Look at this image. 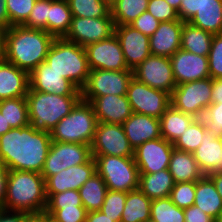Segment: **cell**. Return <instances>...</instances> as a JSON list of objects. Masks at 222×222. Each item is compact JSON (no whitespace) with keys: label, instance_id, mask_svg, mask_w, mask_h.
I'll return each mask as SVG.
<instances>
[{"label":"cell","instance_id":"cell-46","mask_svg":"<svg viewBox=\"0 0 222 222\" xmlns=\"http://www.w3.org/2000/svg\"><path fill=\"white\" fill-rule=\"evenodd\" d=\"M45 213L51 222H85L88 214L84 207L45 209Z\"/></svg>","mask_w":222,"mask_h":222},{"label":"cell","instance_id":"cell-56","mask_svg":"<svg viewBox=\"0 0 222 222\" xmlns=\"http://www.w3.org/2000/svg\"><path fill=\"white\" fill-rule=\"evenodd\" d=\"M207 176L213 181L217 192L222 198V170L211 172Z\"/></svg>","mask_w":222,"mask_h":222},{"label":"cell","instance_id":"cell-50","mask_svg":"<svg viewBox=\"0 0 222 222\" xmlns=\"http://www.w3.org/2000/svg\"><path fill=\"white\" fill-rule=\"evenodd\" d=\"M205 0H182L178 17L184 22H189L196 12L202 7Z\"/></svg>","mask_w":222,"mask_h":222},{"label":"cell","instance_id":"cell-52","mask_svg":"<svg viewBox=\"0 0 222 222\" xmlns=\"http://www.w3.org/2000/svg\"><path fill=\"white\" fill-rule=\"evenodd\" d=\"M9 169L0 162V209L5 210Z\"/></svg>","mask_w":222,"mask_h":222},{"label":"cell","instance_id":"cell-2","mask_svg":"<svg viewBox=\"0 0 222 222\" xmlns=\"http://www.w3.org/2000/svg\"><path fill=\"white\" fill-rule=\"evenodd\" d=\"M54 39L43 29L13 25L7 29L3 59L30 74L45 61Z\"/></svg>","mask_w":222,"mask_h":222},{"label":"cell","instance_id":"cell-31","mask_svg":"<svg viewBox=\"0 0 222 222\" xmlns=\"http://www.w3.org/2000/svg\"><path fill=\"white\" fill-rule=\"evenodd\" d=\"M213 34L204 31L189 22L182 27L181 49L201 56H208Z\"/></svg>","mask_w":222,"mask_h":222},{"label":"cell","instance_id":"cell-55","mask_svg":"<svg viewBox=\"0 0 222 222\" xmlns=\"http://www.w3.org/2000/svg\"><path fill=\"white\" fill-rule=\"evenodd\" d=\"M85 222H116V221L112 220V218L106 216L103 212L99 210V211L89 212L87 214Z\"/></svg>","mask_w":222,"mask_h":222},{"label":"cell","instance_id":"cell-34","mask_svg":"<svg viewBox=\"0 0 222 222\" xmlns=\"http://www.w3.org/2000/svg\"><path fill=\"white\" fill-rule=\"evenodd\" d=\"M72 12L67 0H49V34L64 38L69 31Z\"/></svg>","mask_w":222,"mask_h":222},{"label":"cell","instance_id":"cell-19","mask_svg":"<svg viewBox=\"0 0 222 222\" xmlns=\"http://www.w3.org/2000/svg\"><path fill=\"white\" fill-rule=\"evenodd\" d=\"M176 85L210 77L208 56H201L178 49L170 57Z\"/></svg>","mask_w":222,"mask_h":222},{"label":"cell","instance_id":"cell-16","mask_svg":"<svg viewBox=\"0 0 222 222\" xmlns=\"http://www.w3.org/2000/svg\"><path fill=\"white\" fill-rule=\"evenodd\" d=\"M173 149V144L162 137L139 145L134 149L139 173H155L168 169Z\"/></svg>","mask_w":222,"mask_h":222},{"label":"cell","instance_id":"cell-49","mask_svg":"<svg viewBox=\"0 0 222 222\" xmlns=\"http://www.w3.org/2000/svg\"><path fill=\"white\" fill-rule=\"evenodd\" d=\"M160 21H158L148 11H144L138 18H136L129 25L137 29L144 35L151 36L158 28Z\"/></svg>","mask_w":222,"mask_h":222},{"label":"cell","instance_id":"cell-47","mask_svg":"<svg viewBox=\"0 0 222 222\" xmlns=\"http://www.w3.org/2000/svg\"><path fill=\"white\" fill-rule=\"evenodd\" d=\"M208 66L212 79L222 78V33L213 35Z\"/></svg>","mask_w":222,"mask_h":222},{"label":"cell","instance_id":"cell-36","mask_svg":"<svg viewBox=\"0 0 222 222\" xmlns=\"http://www.w3.org/2000/svg\"><path fill=\"white\" fill-rule=\"evenodd\" d=\"M0 112L11 128L29 125L28 105L26 97L0 100Z\"/></svg>","mask_w":222,"mask_h":222},{"label":"cell","instance_id":"cell-24","mask_svg":"<svg viewBox=\"0 0 222 222\" xmlns=\"http://www.w3.org/2000/svg\"><path fill=\"white\" fill-rule=\"evenodd\" d=\"M29 87L28 72L0 59V100L26 97Z\"/></svg>","mask_w":222,"mask_h":222},{"label":"cell","instance_id":"cell-6","mask_svg":"<svg viewBox=\"0 0 222 222\" xmlns=\"http://www.w3.org/2000/svg\"><path fill=\"white\" fill-rule=\"evenodd\" d=\"M97 123L91 103L80 99L71 112L50 131V137L54 142L91 145Z\"/></svg>","mask_w":222,"mask_h":222},{"label":"cell","instance_id":"cell-61","mask_svg":"<svg viewBox=\"0 0 222 222\" xmlns=\"http://www.w3.org/2000/svg\"><path fill=\"white\" fill-rule=\"evenodd\" d=\"M171 7H173L177 13L179 11V7L182 0H165Z\"/></svg>","mask_w":222,"mask_h":222},{"label":"cell","instance_id":"cell-29","mask_svg":"<svg viewBox=\"0 0 222 222\" xmlns=\"http://www.w3.org/2000/svg\"><path fill=\"white\" fill-rule=\"evenodd\" d=\"M194 119L193 115L183 113L170 105L159 119L161 137L174 144Z\"/></svg>","mask_w":222,"mask_h":222},{"label":"cell","instance_id":"cell-3","mask_svg":"<svg viewBox=\"0 0 222 222\" xmlns=\"http://www.w3.org/2000/svg\"><path fill=\"white\" fill-rule=\"evenodd\" d=\"M46 186L41 173L9 170L5 210L37 214L45 212Z\"/></svg>","mask_w":222,"mask_h":222},{"label":"cell","instance_id":"cell-27","mask_svg":"<svg viewBox=\"0 0 222 222\" xmlns=\"http://www.w3.org/2000/svg\"><path fill=\"white\" fill-rule=\"evenodd\" d=\"M168 169L175 183L197 181L204 176L194 155L176 148L172 151Z\"/></svg>","mask_w":222,"mask_h":222},{"label":"cell","instance_id":"cell-15","mask_svg":"<svg viewBox=\"0 0 222 222\" xmlns=\"http://www.w3.org/2000/svg\"><path fill=\"white\" fill-rule=\"evenodd\" d=\"M114 28L112 17H73L64 39L85 47L88 44L109 38L114 34Z\"/></svg>","mask_w":222,"mask_h":222},{"label":"cell","instance_id":"cell-13","mask_svg":"<svg viewBox=\"0 0 222 222\" xmlns=\"http://www.w3.org/2000/svg\"><path fill=\"white\" fill-rule=\"evenodd\" d=\"M133 77L170 96L176 87L169 57L150 55L133 69Z\"/></svg>","mask_w":222,"mask_h":222},{"label":"cell","instance_id":"cell-25","mask_svg":"<svg viewBox=\"0 0 222 222\" xmlns=\"http://www.w3.org/2000/svg\"><path fill=\"white\" fill-rule=\"evenodd\" d=\"M193 155L204 175L222 170V138H217L206 130Z\"/></svg>","mask_w":222,"mask_h":222},{"label":"cell","instance_id":"cell-18","mask_svg":"<svg viewBox=\"0 0 222 222\" xmlns=\"http://www.w3.org/2000/svg\"><path fill=\"white\" fill-rule=\"evenodd\" d=\"M114 33L119 39L129 69H135L151 55L149 36L142 34L130 25H115Z\"/></svg>","mask_w":222,"mask_h":222},{"label":"cell","instance_id":"cell-51","mask_svg":"<svg viewBox=\"0 0 222 222\" xmlns=\"http://www.w3.org/2000/svg\"><path fill=\"white\" fill-rule=\"evenodd\" d=\"M184 216L185 222H217L195 205L184 208Z\"/></svg>","mask_w":222,"mask_h":222},{"label":"cell","instance_id":"cell-17","mask_svg":"<svg viewBox=\"0 0 222 222\" xmlns=\"http://www.w3.org/2000/svg\"><path fill=\"white\" fill-rule=\"evenodd\" d=\"M96 173V163L91 157L86 163L63 169L45 180L47 199L52 194L67 190H79Z\"/></svg>","mask_w":222,"mask_h":222},{"label":"cell","instance_id":"cell-60","mask_svg":"<svg viewBox=\"0 0 222 222\" xmlns=\"http://www.w3.org/2000/svg\"><path fill=\"white\" fill-rule=\"evenodd\" d=\"M11 126L6 122L4 115L0 112V136L11 130Z\"/></svg>","mask_w":222,"mask_h":222},{"label":"cell","instance_id":"cell-21","mask_svg":"<svg viewBox=\"0 0 222 222\" xmlns=\"http://www.w3.org/2000/svg\"><path fill=\"white\" fill-rule=\"evenodd\" d=\"M183 23L180 19L160 22L157 30L149 37L151 55L170 58L180 49Z\"/></svg>","mask_w":222,"mask_h":222},{"label":"cell","instance_id":"cell-40","mask_svg":"<svg viewBox=\"0 0 222 222\" xmlns=\"http://www.w3.org/2000/svg\"><path fill=\"white\" fill-rule=\"evenodd\" d=\"M126 198V192L108 190L100 211L112 220L120 222Z\"/></svg>","mask_w":222,"mask_h":222},{"label":"cell","instance_id":"cell-4","mask_svg":"<svg viewBox=\"0 0 222 222\" xmlns=\"http://www.w3.org/2000/svg\"><path fill=\"white\" fill-rule=\"evenodd\" d=\"M81 96H61L42 93L29 87L26 95L29 125L37 131H50L67 116Z\"/></svg>","mask_w":222,"mask_h":222},{"label":"cell","instance_id":"cell-32","mask_svg":"<svg viewBox=\"0 0 222 222\" xmlns=\"http://www.w3.org/2000/svg\"><path fill=\"white\" fill-rule=\"evenodd\" d=\"M151 202L139 189L127 192L120 222H147L151 220Z\"/></svg>","mask_w":222,"mask_h":222},{"label":"cell","instance_id":"cell-35","mask_svg":"<svg viewBox=\"0 0 222 222\" xmlns=\"http://www.w3.org/2000/svg\"><path fill=\"white\" fill-rule=\"evenodd\" d=\"M149 0H112L111 15L114 25H129L144 11H147Z\"/></svg>","mask_w":222,"mask_h":222},{"label":"cell","instance_id":"cell-38","mask_svg":"<svg viewBox=\"0 0 222 222\" xmlns=\"http://www.w3.org/2000/svg\"><path fill=\"white\" fill-rule=\"evenodd\" d=\"M150 214L154 222H185L184 209L177 207L170 197L152 200Z\"/></svg>","mask_w":222,"mask_h":222},{"label":"cell","instance_id":"cell-41","mask_svg":"<svg viewBox=\"0 0 222 222\" xmlns=\"http://www.w3.org/2000/svg\"><path fill=\"white\" fill-rule=\"evenodd\" d=\"M22 26L43 29L49 33V0H36L28 19Z\"/></svg>","mask_w":222,"mask_h":222},{"label":"cell","instance_id":"cell-28","mask_svg":"<svg viewBox=\"0 0 222 222\" xmlns=\"http://www.w3.org/2000/svg\"><path fill=\"white\" fill-rule=\"evenodd\" d=\"M174 180L169 169L155 173H140L138 189L150 200L170 197Z\"/></svg>","mask_w":222,"mask_h":222},{"label":"cell","instance_id":"cell-39","mask_svg":"<svg viewBox=\"0 0 222 222\" xmlns=\"http://www.w3.org/2000/svg\"><path fill=\"white\" fill-rule=\"evenodd\" d=\"M206 130L203 119L195 118L186 131L174 142V148L193 154L200 146Z\"/></svg>","mask_w":222,"mask_h":222},{"label":"cell","instance_id":"cell-30","mask_svg":"<svg viewBox=\"0 0 222 222\" xmlns=\"http://www.w3.org/2000/svg\"><path fill=\"white\" fill-rule=\"evenodd\" d=\"M189 23L213 35L222 33V0H205Z\"/></svg>","mask_w":222,"mask_h":222},{"label":"cell","instance_id":"cell-9","mask_svg":"<svg viewBox=\"0 0 222 222\" xmlns=\"http://www.w3.org/2000/svg\"><path fill=\"white\" fill-rule=\"evenodd\" d=\"M133 70H90L86 84L81 89V99L91 102L96 97L109 94L127 95Z\"/></svg>","mask_w":222,"mask_h":222},{"label":"cell","instance_id":"cell-26","mask_svg":"<svg viewBox=\"0 0 222 222\" xmlns=\"http://www.w3.org/2000/svg\"><path fill=\"white\" fill-rule=\"evenodd\" d=\"M194 205L217 222L222 221V198L207 175L196 181Z\"/></svg>","mask_w":222,"mask_h":222},{"label":"cell","instance_id":"cell-12","mask_svg":"<svg viewBox=\"0 0 222 222\" xmlns=\"http://www.w3.org/2000/svg\"><path fill=\"white\" fill-rule=\"evenodd\" d=\"M90 148L92 155L134 157V149L119 124L98 122Z\"/></svg>","mask_w":222,"mask_h":222},{"label":"cell","instance_id":"cell-42","mask_svg":"<svg viewBox=\"0 0 222 222\" xmlns=\"http://www.w3.org/2000/svg\"><path fill=\"white\" fill-rule=\"evenodd\" d=\"M36 0H6L10 27L22 25L29 17Z\"/></svg>","mask_w":222,"mask_h":222},{"label":"cell","instance_id":"cell-53","mask_svg":"<svg viewBox=\"0 0 222 222\" xmlns=\"http://www.w3.org/2000/svg\"><path fill=\"white\" fill-rule=\"evenodd\" d=\"M0 222H26V213L0 209Z\"/></svg>","mask_w":222,"mask_h":222},{"label":"cell","instance_id":"cell-58","mask_svg":"<svg viewBox=\"0 0 222 222\" xmlns=\"http://www.w3.org/2000/svg\"><path fill=\"white\" fill-rule=\"evenodd\" d=\"M26 222H51V218L45 212L37 214L26 213Z\"/></svg>","mask_w":222,"mask_h":222},{"label":"cell","instance_id":"cell-1","mask_svg":"<svg viewBox=\"0 0 222 222\" xmlns=\"http://www.w3.org/2000/svg\"><path fill=\"white\" fill-rule=\"evenodd\" d=\"M52 144L50 133L30 125L0 136V162L9 170L41 173Z\"/></svg>","mask_w":222,"mask_h":222},{"label":"cell","instance_id":"cell-45","mask_svg":"<svg viewBox=\"0 0 222 222\" xmlns=\"http://www.w3.org/2000/svg\"><path fill=\"white\" fill-rule=\"evenodd\" d=\"M202 119L209 132L222 138V103H211L205 109Z\"/></svg>","mask_w":222,"mask_h":222},{"label":"cell","instance_id":"cell-20","mask_svg":"<svg viewBox=\"0 0 222 222\" xmlns=\"http://www.w3.org/2000/svg\"><path fill=\"white\" fill-rule=\"evenodd\" d=\"M30 88L42 93H53L61 96H81L69 80L52 70L47 62H42L29 74Z\"/></svg>","mask_w":222,"mask_h":222},{"label":"cell","instance_id":"cell-57","mask_svg":"<svg viewBox=\"0 0 222 222\" xmlns=\"http://www.w3.org/2000/svg\"><path fill=\"white\" fill-rule=\"evenodd\" d=\"M0 25L10 28V20L6 9V0H0Z\"/></svg>","mask_w":222,"mask_h":222},{"label":"cell","instance_id":"cell-54","mask_svg":"<svg viewBox=\"0 0 222 222\" xmlns=\"http://www.w3.org/2000/svg\"><path fill=\"white\" fill-rule=\"evenodd\" d=\"M211 103H222V78L212 79Z\"/></svg>","mask_w":222,"mask_h":222},{"label":"cell","instance_id":"cell-11","mask_svg":"<svg viewBox=\"0 0 222 222\" xmlns=\"http://www.w3.org/2000/svg\"><path fill=\"white\" fill-rule=\"evenodd\" d=\"M127 98L133 113L144 114L158 119L171 105L168 93L151 88L134 77L128 85Z\"/></svg>","mask_w":222,"mask_h":222},{"label":"cell","instance_id":"cell-59","mask_svg":"<svg viewBox=\"0 0 222 222\" xmlns=\"http://www.w3.org/2000/svg\"><path fill=\"white\" fill-rule=\"evenodd\" d=\"M6 33L7 28H5L3 25H0V59H3L4 56Z\"/></svg>","mask_w":222,"mask_h":222},{"label":"cell","instance_id":"cell-48","mask_svg":"<svg viewBox=\"0 0 222 222\" xmlns=\"http://www.w3.org/2000/svg\"><path fill=\"white\" fill-rule=\"evenodd\" d=\"M147 11L160 22L179 20L177 11L165 0H149Z\"/></svg>","mask_w":222,"mask_h":222},{"label":"cell","instance_id":"cell-5","mask_svg":"<svg viewBox=\"0 0 222 222\" xmlns=\"http://www.w3.org/2000/svg\"><path fill=\"white\" fill-rule=\"evenodd\" d=\"M45 62L77 89L81 90L86 84L90 69L83 46L64 38H55L48 50Z\"/></svg>","mask_w":222,"mask_h":222},{"label":"cell","instance_id":"cell-22","mask_svg":"<svg viewBox=\"0 0 222 222\" xmlns=\"http://www.w3.org/2000/svg\"><path fill=\"white\" fill-rule=\"evenodd\" d=\"M90 103L98 122L122 125L133 114L127 95L109 94L96 97Z\"/></svg>","mask_w":222,"mask_h":222},{"label":"cell","instance_id":"cell-23","mask_svg":"<svg viewBox=\"0 0 222 222\" xmlns=\"http://www.w3.org/2000/svg\"><path fill=\"white\" fill-rule=\"evenodd\" d=\"M122 126L133 149L146 141L161 138L160 121L152 116L133 113Z\"/></svg>","mask_w":222,"mask_h":222},{"label":"cell","instance_id":"cell-37","mask_svg":"<svg viewBox=\"0 0 222 222\" xmlns=\"http://www.w3.org/2000/svg\"><path fill=\"white\" fill-rule=\"evenodd\" d=\"M73 17H112L109 0H67Z\"/></svg>","mask_w":222,"mask_h":222},{"label":"cell","instance_id":"cell-10","mask_svg":"<svg viewBox=\"0 0 222 222\" xmlns=\"http://www.w3.org/2000/svg\"><path fill=\"white\" fill-rule=\"evenodd\" d=\"M91 157L90 145L52 141L41 175L46 180L63 169L86 163Z\"/></svg>","mask_w":222,"mask_h":222},{"label":"cell","instance_id":"cell-44","mask_svg":"<svg viewBox=\"0 0 222 222\" xmlns=\"http://www.w3.org/2000/svg\"><path fill=\"white\" fill-rule=\"evenodd\" d=\"M84 207L78 190H67L57 194H52L47 199L46 209H63Z\"/></svg>","mask_w":222,"mask_h":222},{"label":"cell","instance_id":"cell-14","mask_svg":"<svg viewBox=\"0 0 222 222\" xmlns=\"http://www.w3.org/2000/svg\"><path fill=\"white\" fill-rule=\"evenodd\" d=\"M90 70H131L128 68L119 39L115 35L84 47Z\"/></svg>","mask_w":222,"mask_h":222},{"label":"cell","instance_id":"cell-33","mask_svg":"<svg viewBox=\"0 0 222 222\" xmlns=\"http://www.w3.org/2000/svg\"><path fill=\"white\" fill-rule=\"evenodd\" d=\"M81 202L87 212L99 211L104 203L108 188L103 178L96 172L78 190Z\"/></svg>","mask_w":222,"mask_h":222},{"label":"cell","instance_id":"cell-43","mask_svg":"<svg viewBox=\"0 0 222 222\" xmlns=\"http://www.w3.org/2000/svg\"><path fill=\"white\" fill-rule=\"evenodd\" d=\"M196 181L175 183L171 190L170 198L179 208H187L194 205Z\"/></svg>","mask_w":222,"mask_h":222},{"label":"cell","instance_id":"cell-7","mask_svg":"<svg viewBox=\"0 0 222 222\" xmlns=\"http://www.w3.org/2000/svg\"><path fill=\"white\" fill-rule=\"evenodd\" d=\"M96 172L103 178L108 190L130 192L139 187V169L134 157L92 155Z\"/></svg>","mask_w":222,"mask_h":222},{"label":"cell","instance_id":"cell-8","mask_svg":"<svg viewBox=\"0 0 222 222\" xmlns=\"http://www.w3.org/2000/svg\"><path fill=\"white\" fill-rule=\"evenodd\" d=\"M212 78L176 85L170 96L171 105L183 113L202 118L211 104Z\"/></svg>","mask_w":222,"mask_h":222}]
</instances>
